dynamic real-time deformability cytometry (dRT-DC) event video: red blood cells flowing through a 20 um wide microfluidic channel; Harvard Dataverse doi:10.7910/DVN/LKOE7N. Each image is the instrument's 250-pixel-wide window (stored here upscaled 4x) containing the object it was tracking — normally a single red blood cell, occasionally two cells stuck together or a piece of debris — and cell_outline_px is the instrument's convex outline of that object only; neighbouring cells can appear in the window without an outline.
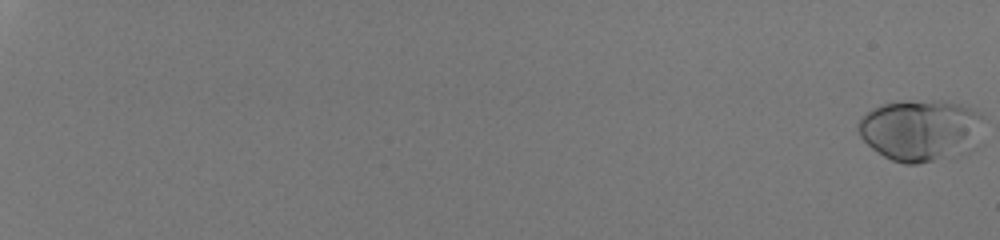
{"species": "human", "species_latin": "Homo sapiens", "temperature_condition": "room temperature", "stored_images_in_passage": 55, "camera_frame_rate_fps": 3000, "um_per_image_px": 0.085, "donor": {"sex": "male"}, "frame": {"image": 1, "passage_image": 1, "time_ms": 0.0, "image_size_px": [1000, 240], "cell_outline_px": [[984, 116], [976, 148], [968, 152], [956, 156], [916, 164], [904, 164], [892, 160], [884, 156], [872, 148], [860, 136], [856, 128], [856, 124], [868, 112], [880, 104], [908, 100], [940, 100], [960, 104], [980, 112]], "centroid_in_image_um": [78.29, 11.07], "position_along_channel_um": 6.7, "area_um2": 45.6}}
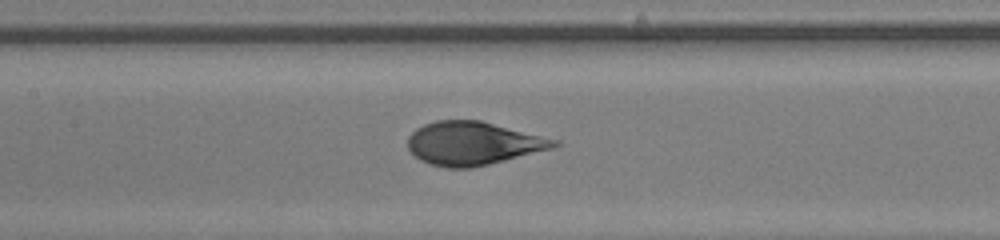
{"frame": {"image": 2, "passage_image": 33, "time_ms": 10.667, "image_size_px": [1000, 240], "cell_outline_px": [[564, 144], [552, 148], [472, 168], [444, 168], [428, 164], [420, 160], [408, 148], [408, 136], [416, 128], [424, 124], [436, 120], [480, 120], [560, 140]], "centroid_in_image_um": [40.21, 12.18], "position_along_channel_um": 167.2, "area_um2": 36.99}}
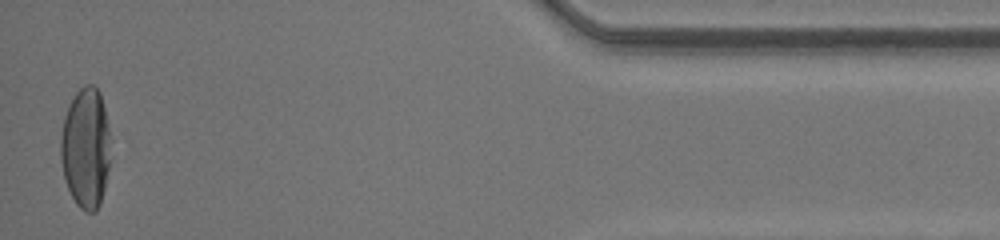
{"frame": {"image": 3, "passage_image": 55, "time_ms": 18.0, "image_size_px": [1000, 240], "cell_outline_px": [[112, 140], [108, 168], [104, 188], [100, 204], [96, 212], [84, 212], [76, 204], [64, 180], [60, 160], [60, 136], [64, 116], [76, 92], [84, 84], [92, 84], [100, 92]], "centroid_in_image_um": [7.29, 12.59], "position_along_channel_um": 427.9, "area_um2": 35.49}, "authors_computed_cell_mechanics": {"area_um2": 38.9572, "velocity_mm_per_s": 4.2533, "shape_relaxation_time_tau1_ms": 3.8843, "shape_relaxation_time_tau2_ms": null, "deformation_change_tau1": 0.2274, "deformation_change_tau2": null}}